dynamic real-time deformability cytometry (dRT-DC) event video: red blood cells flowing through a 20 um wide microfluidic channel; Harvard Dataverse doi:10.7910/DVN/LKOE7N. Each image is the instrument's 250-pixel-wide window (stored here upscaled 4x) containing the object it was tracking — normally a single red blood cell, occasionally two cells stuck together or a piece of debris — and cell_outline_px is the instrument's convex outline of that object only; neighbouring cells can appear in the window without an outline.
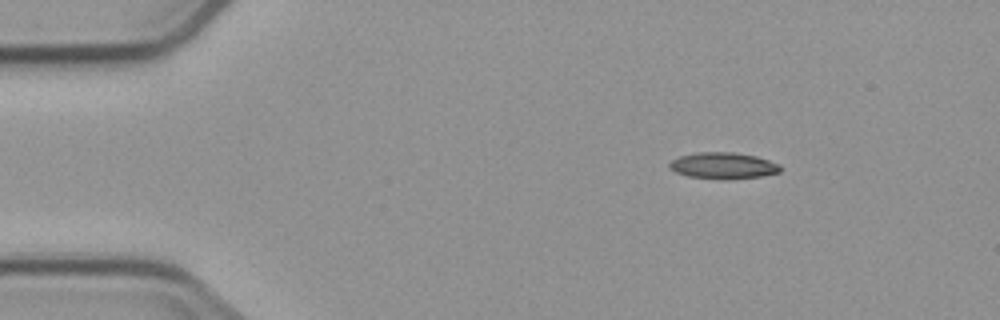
{"species": "common noctule bat (a hibernating species)", "species_latin": "Nyctalus noctula", "temperature_condition": "cold", "stored_images_in_passage": 4, "camera_frame_rate_fps": 3000, "um_per_image_px": 0.085, "animal": {"sex": "male", "body_mass_g": 23.1, "forearm_length_mm": 52.7}, "frame": {"image": 1, "passage_image": 1, "time_ms": 0.0, "image_size_px": [1000, 320], "cell_outline_px": [[784, 168], [780, 172], [760, 176], [688, 176], [676, 172], [668, 168], [668, 164], [672, 160], [680, 156], [700, 152], [732, 152], [756, 156], [780, 164]], "centroid_in_image_um": [61.48, 14.02], "position_along_channel_um": 23.5, "area_um2": 16.07}}